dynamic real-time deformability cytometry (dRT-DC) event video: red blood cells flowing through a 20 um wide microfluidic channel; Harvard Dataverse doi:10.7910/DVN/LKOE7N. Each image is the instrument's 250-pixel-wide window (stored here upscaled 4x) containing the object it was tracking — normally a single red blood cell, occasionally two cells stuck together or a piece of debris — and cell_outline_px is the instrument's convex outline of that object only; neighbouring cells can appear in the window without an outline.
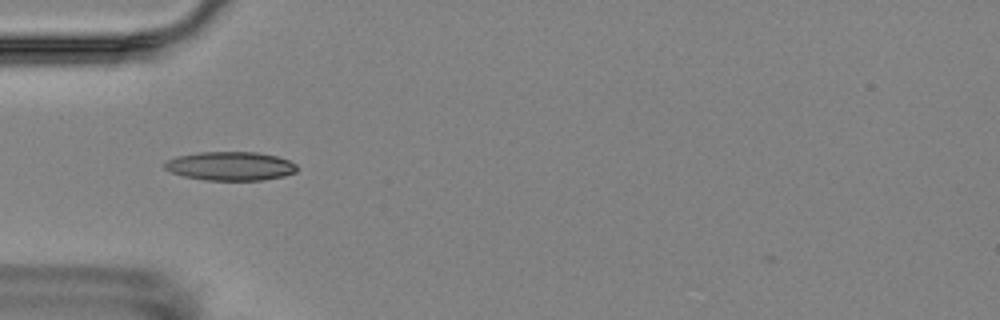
{"species": "Egyptian fruit bat (a non-hibernating species)", "species_latin": "Rousettus aegyptiacus", "temperature_condition": "room temperature", "stored_images_in_passage": 14, "camera_frame_rate_fps": 3000, "um_per_image_px": 0.085, "animal": {"sex": "female"}, "frame": {"image": 1, "passage_image": 3, "time_ms": 2.333, "image_size_px": [1000, 320], "cell_outline_px": [[296, 172], [284, 176], [264, 180], [204, 180], [184, 176], [172, 172], [164, 168], [164, 164], [168, 160], [176, 156], [200, 152], [256, 152], [276, 156], [288, 160], [296, 164]], "centroid_in_image_um": [19.59, 14.12], "position_along_channel_um": 65.4, "area_um2": 22.14}}
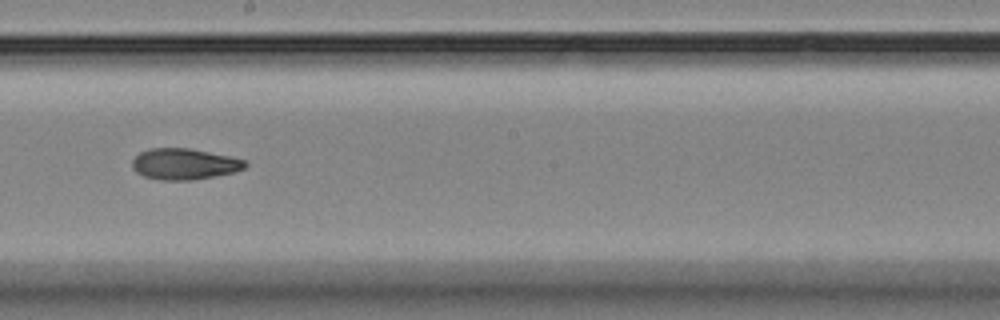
{"frame": {"image": 2, "passage_image": 7, "time_ms": 7.0, "image_size_px": [1000, 320], "cell_outline_px": [[248, 164], [244, 168], [236, 172], [216, 176], [192, 180], [160, 180], [144, 176], [136, 172], [132, 168], [132, 160], [140, 152], [148, 148], [188, 148], [228, 156], [244, 160]], "centroid_in_image_um": [15.65, 13.95], "position_along_channel_um": 232.6, "area_um2": 20.46}}
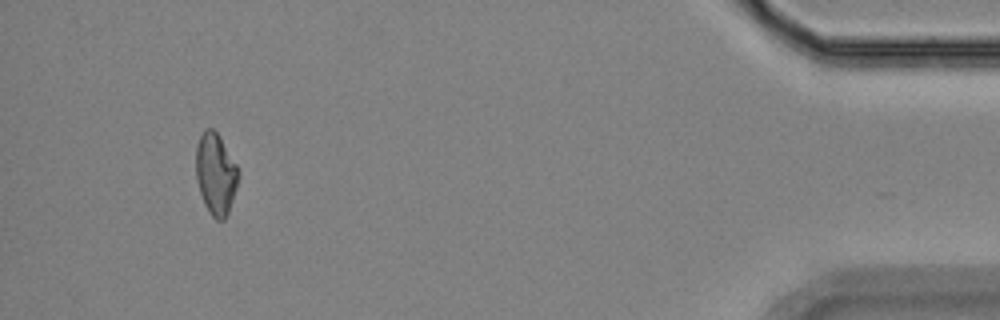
{"frame": {"image": 3, "passage_image": 13, "time_ms": 14.0, "image_size_px": [1000, 320], "cell_outline_px": [[240, 176], [228, 212], [224, 220], [216, 220], [208, 212], [204, 204], [196, 180], [196, 144], [204, 128], [212, 128], [220, 136], [236, 164], [240, 172]], "centroid_in_image_um": [18.33, 14.77], "position_along_channel_um": 416.9, "area_um2": 20.29}, "authors_computed_cell_mechanics": {"area_um2": 20.3167, "velocity_mm_per_s": 3.5836, "shape_relaxation_time_tau1_ms": null, "shape_relaxation_time_tau2_ms": 4.9178, "deformation_change_tau1": null, "deformation_change_tau2": 0.0902}}